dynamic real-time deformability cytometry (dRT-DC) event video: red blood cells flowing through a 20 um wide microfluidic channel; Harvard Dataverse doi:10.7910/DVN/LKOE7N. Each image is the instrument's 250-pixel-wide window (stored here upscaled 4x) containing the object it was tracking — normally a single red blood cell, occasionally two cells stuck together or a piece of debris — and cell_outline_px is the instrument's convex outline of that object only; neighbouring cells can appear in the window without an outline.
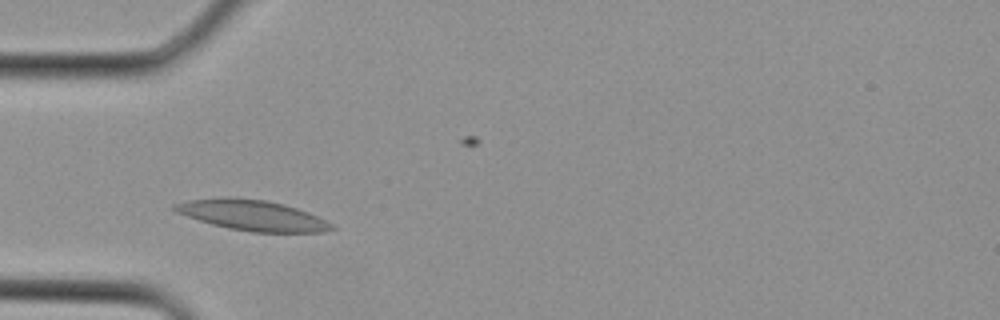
{"species": "Egyptian fruit bat (a non-hibernating species)", "species_latin": "Rousettus aegyptiacus", "temperature_condition": "cold", "stored_images_in_passage": 3, "camera_frame_rate_fps": 3000, "um_per_image_px": 0.085, "animal": {"sex": "female"}, "frame": {"image": 1, "passage_image": 3, "time_ms": 0.667, "image_size_px": [1000, 320], "cell_outline_px": [[336, 228], [324, 232], [252, 232], [228, 228], [212, 224], [176, 212], [172, 208], [172, 204], [188, 200], [224, 196], [232, 196], [264, 200], [284, 204], [308, 212], [332, 224]], "centroid_in_image_um": [21.41, 18.28], "position_along_channel_um": 63.6, "area_um2": 27.86}}